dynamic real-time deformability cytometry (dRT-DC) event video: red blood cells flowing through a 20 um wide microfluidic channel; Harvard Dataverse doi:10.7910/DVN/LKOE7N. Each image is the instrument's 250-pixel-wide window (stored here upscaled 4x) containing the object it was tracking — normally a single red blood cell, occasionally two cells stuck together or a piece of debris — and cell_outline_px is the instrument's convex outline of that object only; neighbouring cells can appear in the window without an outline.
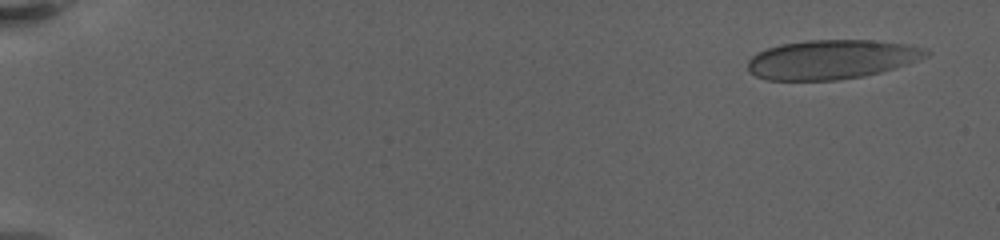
{"species": "human", "species_latin": "Homo sapiens", "temperature_condition": "warm", "stored_images_in_passage": 63, "camera_frame_rate_fps": 3000, "um_per_image_px": 0.085, "donor": {"sex": "female"}, "frame": {"image": 1, "passage_image": 2, "time_ms": 0.667, "image_size_px": [1000, 240], "cell_outline_px": [[932, 52], [928, 56], [880, 72], [864, 76], [836, 80], [768, 80], [756, 76], [748, 72], [748, 60], [752, 56], [768, 48], [780, 44], [808, 40], [872, 40], [912, 44], [928, 48]], "centroid_in_image_um": [70.71, 5.04], "position_along_channel_um": 14.3, "area_um2": 40.86}}
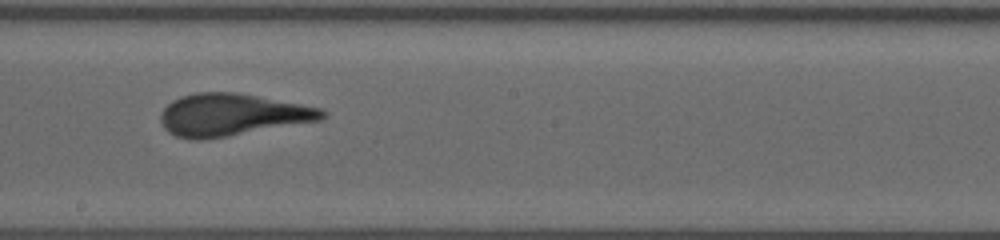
{"frame": {"image": 2, "passage_image": 37, "time_ms": 12.667, "image_size_px": [1000, 240], "cell_outline_px": [[328, 116], [320, 120], [228, 136], [196, 140], [176, 136], [168, 132], [164, 128], [160, 120], [160, 116], [164, 108], [172, 100], [180, 96], [196, 92], [236, 92], [300, 104], [320, 108], [328, 112]], "centroid_in_image_um": [19.7, 9.75], "position_along_channel_um": 228.5, "area_um2": 39.48}}
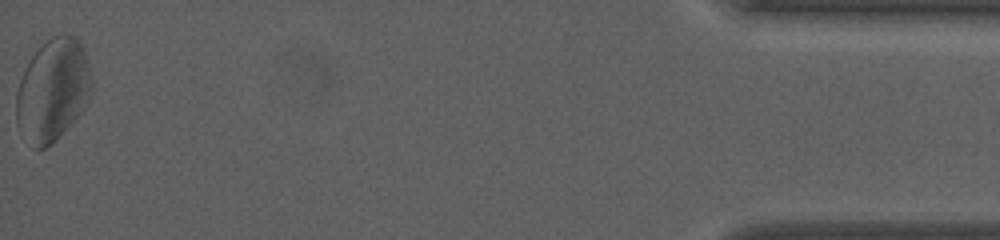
{"frame": {"image": 3, "passage_image": 63, "time_ms": 21.667, "image_size_px": [1000, 240], "cell_outline_px": [[92, 88], [80, 112], [56, 140], [52, 144], [44, 148], [32, 148], [16, 124], [16, 92], [24, 68], [32, 56], [52, 36], [72, 36], [84, 48], [88, 60], [92, 84]], "centroid_in_image_um": [4.45, 7.69], "position_along_channel_um": 430.7, "area_um2": 44.27}, "authors_computed_cell_mechanics": {"area_um2": 39.593, "velocity_mm_per_s": 3.1618, "shape_relaxation_time_tau1_ms": 6.2641, "shape_relaxation_time_tau2_ms": null, "deformation_change_tau1": 0.1918, "deformation_change_tau2": null}}